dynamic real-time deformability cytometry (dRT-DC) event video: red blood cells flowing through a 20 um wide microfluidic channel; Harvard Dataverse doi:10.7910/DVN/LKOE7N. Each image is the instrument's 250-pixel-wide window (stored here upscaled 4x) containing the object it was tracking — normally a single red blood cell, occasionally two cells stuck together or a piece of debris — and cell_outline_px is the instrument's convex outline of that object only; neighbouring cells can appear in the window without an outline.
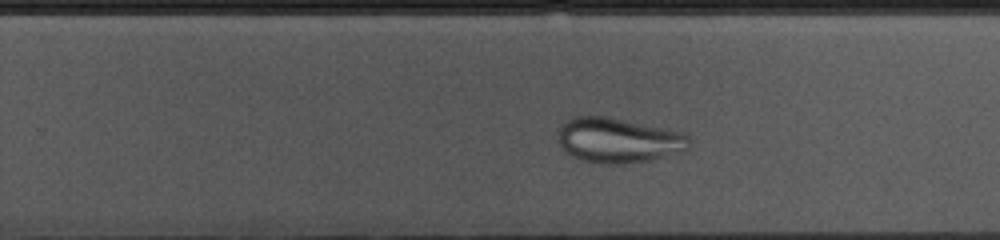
{"species": "common noctule bat (a hibernating species)", "species_latin": "Nyctalus noctula", "temperature_condition": "cold", "stored_images_in_passage": 40, "camera_frame_rate_fps": 3000, "um_per_image_px": 0.085, "animal": {"sex": "female", "body_mass_g": 10.0, "forearm_length_mm": 53.1}, "frame": {"image": 1, "passage_image": 29, "time_ms": 9.333, "image_size_px": [1000, 240], "cell_outline_px": [[692, 140], [688, 148], [664, 156], [648, 160], [624, 164], [596, 164], [580, 160], [572, 156], [556, 140], [560, 128], [568, 120], [576, 116], [604, 116], [664, 128], [680, 132], [688, 136]], "centroid_in_image_um": [52.53, 11.94], "position_along_channel_um": 277.3, "area_um2": 34.04}}